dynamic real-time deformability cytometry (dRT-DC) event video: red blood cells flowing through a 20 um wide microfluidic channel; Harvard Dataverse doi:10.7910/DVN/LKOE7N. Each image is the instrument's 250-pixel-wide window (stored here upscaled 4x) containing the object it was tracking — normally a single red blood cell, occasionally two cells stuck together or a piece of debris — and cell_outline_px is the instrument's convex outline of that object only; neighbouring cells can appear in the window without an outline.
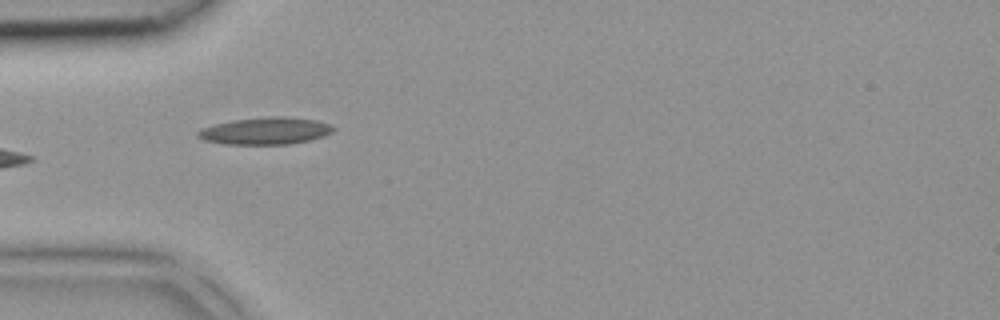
{"species": "common noctule bat (a hibernating species)", "species_latin": "Nyctalus noctula", "temperature_condition": "room temperature", "stored_images_in_passage": 4, "camera_frame_rate_fps": 3000, "um_per_image_px": 0.085, "animal": {"sex": "female", "body_mass_g": 18.4}, "frame": {"image": 1, "passage_image": 4, "time_ms": 1.0, "image_size_px": [1000, 320], "cell_outline_px": [[336, 128], [332, 132], [324, 136], [308, 140], [288, 144], [224, 144], [204, 140], [196, 136], [196, 132], [200, 128], [232, 120], [268, 116], [284, 116], [316, 120], [332, 124]], "centroid_in_image_um": [22.56, 11.12], "position_along_channel_um": 62.4, "area_um2": 21.5}}